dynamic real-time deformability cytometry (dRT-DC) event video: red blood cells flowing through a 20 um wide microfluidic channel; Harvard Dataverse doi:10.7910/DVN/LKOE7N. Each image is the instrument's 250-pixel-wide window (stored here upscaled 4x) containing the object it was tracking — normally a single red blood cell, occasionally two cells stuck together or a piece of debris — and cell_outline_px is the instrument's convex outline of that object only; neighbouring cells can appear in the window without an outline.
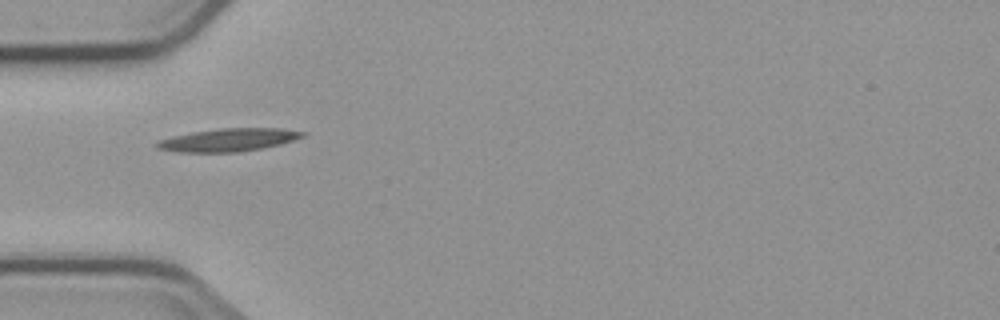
{"species": "common noctule bat (a hibernating species)", "species_latin": "Nyctalus noctula", "temperature_condition": "cold", "stored_images_in_passage": 3, "camera_frame_rate_fps": 3000, "um_per_image_px": 0.085, "animal": {"sex": "male", "body_mass_g": 23.1, "forearm_length_mm": 52.7}, "frame": {"image": 1, "passage_image": 2, "time_ms": 1.333, "image_size_px": [1000, 320], "cell_outline_px": [[308, 132], [304, 136], [280, 144], [260, 148], [236, 152], [176, 152], [156, 148], [152, 144], [156, 140], [172, 136], [192, 132], [220, 128], [280, 128]], "centroid_in_image_um": [19.34, 11.89], "position_along_channel_um": 65.7, "area_um2": 19.54}}
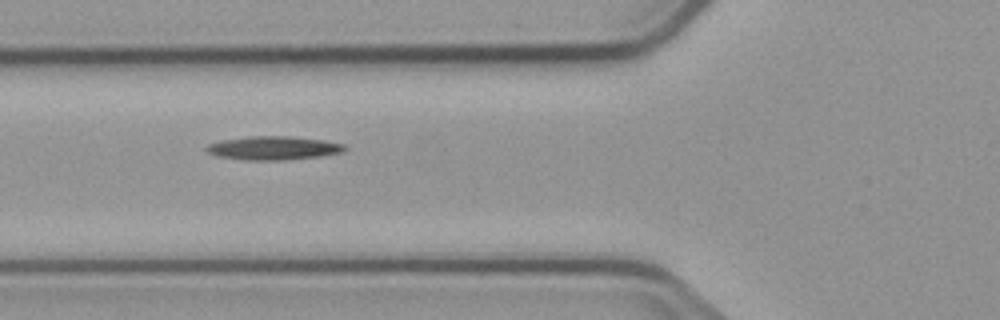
{"frame": {"image": 2, "passage_image": 3, "time_ms": 2.333, "image_size_px": [1000, 320], "cell_outline_px": [[348, 148], [340, 152], [320, 156], [284, 160], [244, 160], [216, 156], [208, 152], [204, 148], [208, 144], [224, 140], [248, 136], [288, 136], [324, 140], [344, 144]], "centroid_in_image_um": [23.22, 12.58], "position_along_channel_um": 102.6, "area_um2": 18.96}}